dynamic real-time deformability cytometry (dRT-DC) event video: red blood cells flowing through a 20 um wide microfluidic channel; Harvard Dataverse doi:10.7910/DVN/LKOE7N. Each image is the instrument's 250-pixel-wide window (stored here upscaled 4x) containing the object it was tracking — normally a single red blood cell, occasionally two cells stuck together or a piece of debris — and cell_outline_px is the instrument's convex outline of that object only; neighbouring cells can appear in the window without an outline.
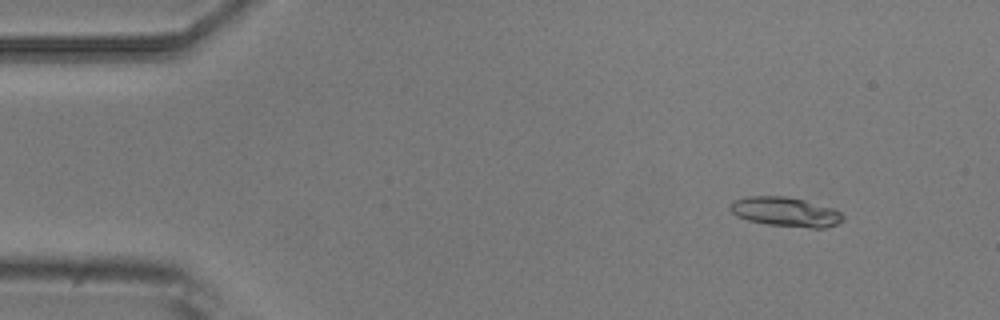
{"species": "common noctule bat (a hibernating species)", "species_latin": "Nyctalus noctula", "temperature_condition": "room temperature", "stored_images_in_passage": 6, "camera_frame_rate_fps": 3000, "um_per_image_px": 0.085, "animal": {"sex": "male", "body_mass_g": 20.5, "forearm_length_mm": 52.5}, "frame": {"image": 1, "passage_image": 2, "time_ms": 1.0, "image_size_px": [1000, 320], "cell_outline_px": [[844, 220], [836, 224], [824, 228], [812, 228], [768, 224], [748, 220], [736, 216], [728, 208], [732, 200], [748, 196], [784, 196], [804, 200], [832, 208], [840, 212], [844, 216]], "centroid_in_image_um": [66.74, 18.0], "position_along_channel_um": 18.3, "area_um2": 19.31}}
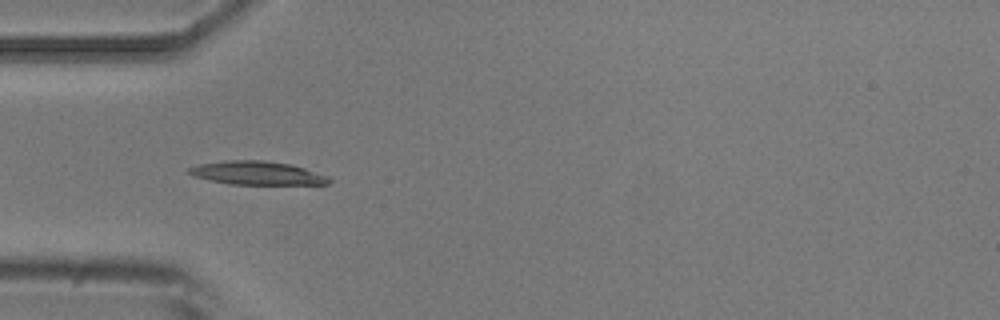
{"frame": {"image": 2, "passage_image": 5, "time_ms": 4.667, "image_size_px": [1000, 320], "cell_outline_px": [[332, 180], [328, 184], [232, 184], [208, 180], [192, 176], [188, 172], [188, 168], [200, 164], [228, 160], [264, 160], [292, 164], [328, 176]], "centroid_in_image_um": [21.85, 14.7], "position_along_channel_um": 63.1, "area_um2": 19.13}}
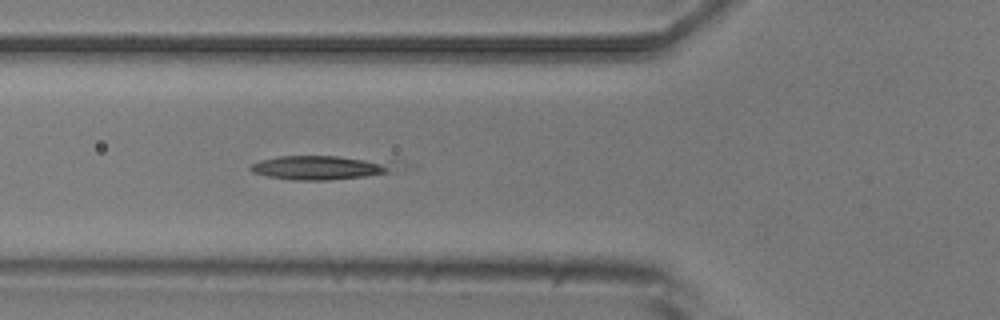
{"frame": {"image": 3, "passage_image": 6, "time_ms": 5.667, "image_size_px": [1000, 320], "cell_outline_px": [[404, 160], [392, 172], [364, 176], [328, 180], [292, 180], [268, 176], [252, 172], [248, 168], [252, 164], [260, 160], [276, 156], [336, 156]], "centroid_in_image_um": [27.4, 14.22], "position_along_channel_um": 98.4, "area_um2": 20.92}}